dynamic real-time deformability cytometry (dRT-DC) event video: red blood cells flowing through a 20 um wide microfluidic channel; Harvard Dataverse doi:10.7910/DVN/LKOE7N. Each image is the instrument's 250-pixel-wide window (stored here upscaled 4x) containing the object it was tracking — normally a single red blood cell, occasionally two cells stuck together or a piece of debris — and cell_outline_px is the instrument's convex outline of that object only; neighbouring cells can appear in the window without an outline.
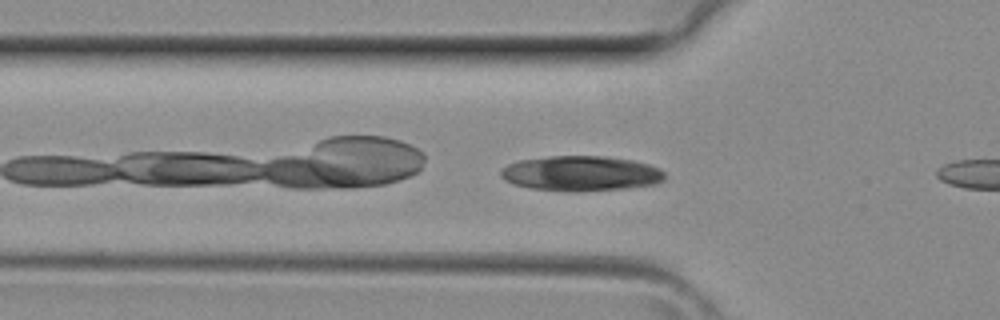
{"species": "common noctule bat (a hibernating species)", "species_latin": "Nyctalus noctula", "temperature_condition": "room temperature", "stored_images_in_passage": 7, "camera_frame_rate_fps": 3000, "um_per_image_px": 0.085, "animal": {"sex": "female", "body_mass_g": 29.2, "forearm_length_mm": 56.3}, "frame": {"image": 1, "passage_image": 6, "time_ms": 1.667, "image_size_px": [1000, 320], "cell_outline_px": [[664, 180], [656, 184], [624, 188], [572, 192], [528, 188], [512, 184], [504, 180], [500, 176], [500, 172], [508, 164], [520, 160], [548, 156], [604, 156], [632, 160], [648, 164], [660, 168], [664, 172]], "centroid_in_image_um": [49.36, 14.74], "position_along_channel_um": 76.4, "area_um2": 33.64}}